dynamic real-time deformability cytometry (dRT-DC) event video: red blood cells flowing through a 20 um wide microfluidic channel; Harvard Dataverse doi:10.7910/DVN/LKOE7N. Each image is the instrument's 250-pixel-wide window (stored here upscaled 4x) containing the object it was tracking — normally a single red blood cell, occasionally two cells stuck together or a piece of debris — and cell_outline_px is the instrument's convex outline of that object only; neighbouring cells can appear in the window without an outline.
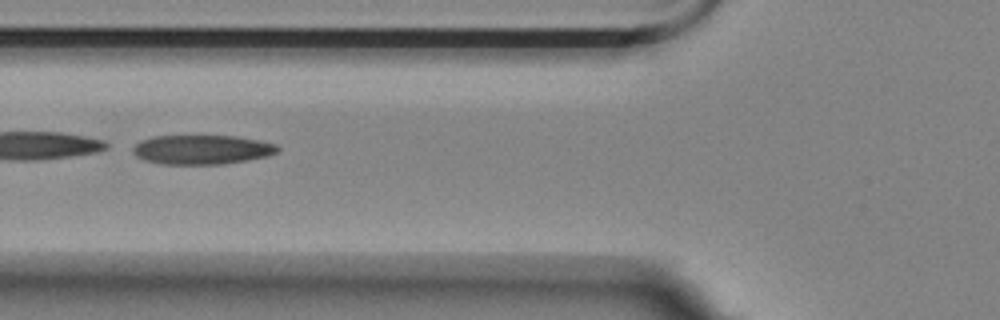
{"species": "Egyptian fruit bat (a non-hibernating species)", "species_latin": "Rousettus aegyptiacus", "temperature_condition": "room temperature", "stored_images_in_passage": 47, "camera_frame_rate_fps": 3000, "um_per_image_px": 0.085, "animal": {"sex": "female"}, "frame": {"image": 1, "passage_image": 13, "time_ms": 4.0, "image_size_px": [1000, 320], "cell_outline_px": [[280, 148], [276, 152], [268, 156], [248, 160], [224, 164], [164, 164], [144, 160], [136, 156], [132, 152], [132, 148], [140, 140], [152, 136], [236, 136], [276, 144]], "centroid_in_image_um": [17.14, 12.72], "position_along_channel_um": 108.7, "area_um2": 24.74}}
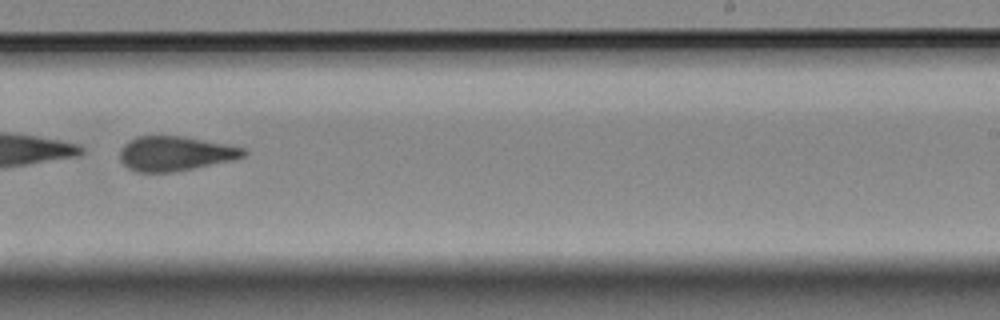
{"frame": {"image": 2, "passage_image": 27, "time_ms": 8.667, "image_size_px": [1000, 320], "cell_outline_px": [[248, 152], [244, 156], [232, 160], [172, 172], [140, 172], [128, 168], [120, 160], [120, 148], [124, 144], [136, 136], [184, 136], [244, 148]], "centroid_in_image_um": [14.86, 13.04], "position_along_channel_um": 274.1, "area_um2": 24.68}}
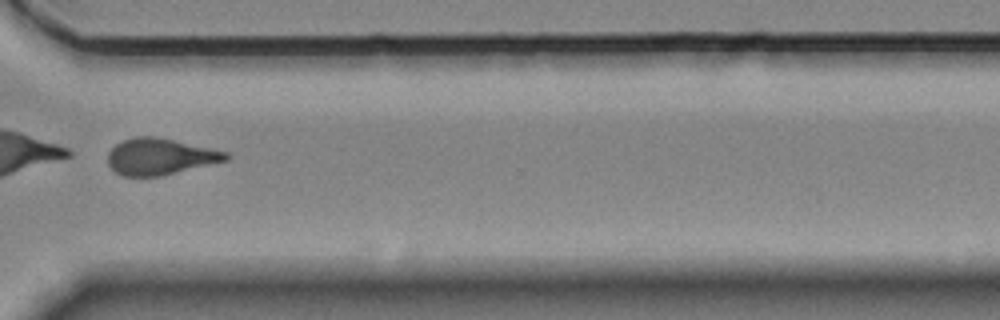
{"frame": {"image": 3, "passage_image": 34, "time_ms": 11.0, "image_size_px": [1000, 320], "cell_outline_px": [[228, 160], [160, 176], [120, 176], [108, 164], [108, 152], [116, 144], [124, 140], [136, 136], [152, 136], [172, 140], [228, 152]], "centroid_in_image_um": [13.57, 13.32], "position_along_channel_um": 357.0, "area_um2": 24.68}, "authors_computed_cell_mechanics": {"area_um2": 26.1256, "velocity_mm_per_s": 3.5476, "shape_relaxation_time_tau1_ms": 6.1531, "shape_relaxation_time_tau2_ms": 2.7944, "deformation_change_tau1": 0.1829, "deformation_change_tau2": 0.1238}}